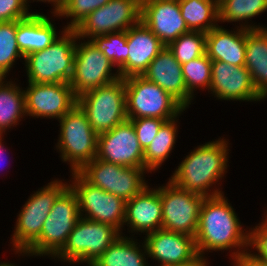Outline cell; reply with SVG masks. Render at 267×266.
Here are the masks:
<instances>
[{
  "instance_id": "obj_41",
  "label": "cell",
  "mask_w": 267,
  "mask_h": 266,
  "mask_svg": "<svg viewBox=\"0 0 267 266\" xmlns=\"http://www.w3.org/2000/svg\"><path fill=\"white\" fill-rule=\"evenodd\" d=\"M242 266H267V263H244Z\"/></svg>"
},
{
  "instance_id": "obj_14",
  "label": "cell",
  "mask_w": 267,
  "mask_h": 266,
  "mask_svg": "<svg viewBox=\"0 0 267 266\" xmlns=\"http://www.w3.org/2000/svg\"><path fill=\"white\" fill-rule=\"evenodd\" d=\"M112 64L95 44L88 40L75 46L73 75L70 86L78 97L86 91L107 85L118 80L119 72L111 73Z\"/></svg>"
},
{
  "instance_id": "obj_34",
  "label": "cell",
  "mask_w": 267,
  "mask_h": 266,
  "mask_svg": "<svg viewBox=\"0 0 267 266\" xmlns=\"http://www.w3.org/2000/svg\"><path fill=\"white\" fill-rule=\"evenodd\" d=\"M212 60L205 53L188 63L182 64L183 78L187 92L193 97L195 88L210 89Z\"/></svg>"
},
{
  "instance_id": "obj_24",
  "label": "cell",
  "mask_w": 267,
  "mask_h": 266,
  "mask_svg": "<svg viewBox=\"0 0 267 266\" xmlns=\"http://www.w3.org/2000/svg\"><path fill=\"white\" fill-rule=\"evenodd\" d=\"M56 33L50 19L40 13L17 20V45L24 57L50 46L58 38Z\"/></svg>"
},
{
  "instance_id": "obj_31",
  "label": "cell",
  "mask_w": 267,
  "mask_h": 266,
  "mask_svg": "<svg viewBox=\"0 0 267 266\" xmlns=\"http://www.w3.org/2000/svg\"><path fill=\"white\" fill-rule=\"evenodd\" d=\"M219 21L238 22L267 10V0H219Z\"/></svg>"
},
{
  "instance_id": "obj_37",
  "label": "cell",
  "mask_w": 267,
  "mask_h": 266,
  "mask_svg": "<svg viewBox=\"0 0 267 266\" xmlns=\"http://www.w3.org/2000/svg\"><path fill=\"white\" fill-rule=\"evenodd\" d=\"M132 122L138 141L145 150L156 137L159 128L165 122L158 118L128 119Z\"/></svg>"
},
{
  "instance_id": "obj_35",
  "label": "cell",
  "mask_w": 267,
  "mask_h": 266,
  "mask_svg": "<svg viewBox=\"0 0 267 266\" xmlns=\"http://www.w3.org/2000/svg\"><path fill=\"white\" fill-rule=\"evenodd\" d=\"M110 0H64L62 8L58 11V16L71 17V22L65 29H74L90 13L102 7Z\"/></svg>"
},
{
  "instance_id": "obj_17",
  "label": "cell",
  "mask_w": 267,
  "mask_h": 266,
  "mask_svg": "<svg viewBox=\"0 0 267 266\" xmlns=\"http://www.w3.org/2000/svg\"><path fill=\"white\" fill-rule=\"evenodd\" d=\"M146 235L144 253L158 260L160 266L184 264L199 256L193 236L164 229Z\"/></svg>"
},
{
  "instance_id": "obj_30",
  "label": "cell",
  "mask_w": 267,
  "mask_h": 266,
  "mask_svg": "<svg viewBox=\"0 0 267 266\" xmlns=\"http://www.w3.org/2000/svg\"><path fill=\"white\" fill-rule=\"evenodd\" d=\"M167 47L181 65L188 63L206 53V33L189 31L179 36Z\"/></svg>"
},
{
  "instance_id": "obj_20",
  "label": "cell",
  "mask_w": 267,
  "mask_h": 266,
  "mask_svg": "<svg viewBox=\"0 0 267 266\" xmlns=\"http://www.w3.org/2000/svg\"><path fill=\"white\" fill-rule=\"evenodd\" d=\"M128 58L117 70L121 78L142 75L165 47L162 41L141 21L127 30Z\"/></svg>"
},
{
  "instance_id": "obj_16",
  "label": "cell",
  "mask_w": 267,
  "mask_h": 266,
  "mask_svg": "<svg viewBox=\"0 0 267 266\" xmlns=\"http://www.w3.org/2000/svg\"><path fill=\"white\" fill-rule=\"evenodd\" d=\"M24 95L26 114L38 118L59 120L77 104L70 83H29Z\"/></svg>"
},
{
  "instance_id": "obj_33",
  "label": "cell",
  "mask_w": 267,
  "mask_h": 266,
  "mask_svg": "<svg viewBox=\"0 0 267 266\" xmlns=\"http://www.w3.org/2000/svg\"><path fill=\"white\" fill-rule=\"evenodd\" d=\"M90 40L114 66H118V70L125 64L129 54L127 31L95 36Z\"/></svg>"
},
{
  "instance_id": "obj_28",
  "label": "cell",
  "mask_w": 267,
  "mask_h": 266,
  "mask_svg": "<svg viewBox=\"0 0 267 266\" xmlns=\"http://www.w3.org/2000/svg\"><path fill=\"white\" fill-rule=\"evenodd\" d=\"M0 78V135L13 125H17L20 117L26 115L24 90L16 84Z\"/></svg>"
},
{
  "instance_id": "obj_23",
  "label": "cell",
  "mask_w": 267,
  "mask_h": 266,
  "mask_svg": "<svg viewBox=\"0 0 267 266\" xmlns=\"http://www.w3.org/2000/svg\"><path fill=\"white\" fill-rule=\"evenodd\" d=\"M237 31H227L218 25L206 33V54L211 60L244 66L246 29H263L255 25H241ZM234 32V33H233Z\"/></svg>"
},
{
  "instance_id": "obj_21",
  "label": "cell",
  "mask_w": 267,
  "mask_h": 266,
  "mask_svg": "<svg viewBox=\"0 0 267 266\" xmlns=\"http://www.w3.org/2000/svg\"><path fill=\"white\" fill-rule=\"evenodd\" d=\"M141 76L161 87L185 109L191 104L193 97L187 92L182 65L167 46L158 53Z\"/></svg>"
},
{
  "instance_id": "obj_29",
  "label": "cell",
  "mask_w": 267,
  "mask_h": 266,
  "mask_svg": "<svg viewBox=\"0 0 267 266\" xmlns=\"http://www.w3.org/2000/svg\"><path fill=\"white\" fill-rule=\"evenodd\" d=\"M175 121L176 118L165 121L159 128L156 137L144 150V166L149 171L156 170V168L158 169L159 166L168 159L177 137Z\"/></svg>"
},
{
  "instance_id": "obj_13",
  "label": "cell",
  "mask_w": 267,
  "mask_h": 266,
  "mask_svg": "<svg viewBox=\"0 0 267 266\" xmlns=\"http://www.w3.org/2000/svg\"><path fill=\"white\" fill-rule=\"evenodd\" d=\"M72 175L74 181L68 185L77 197L80 216L86 212L83 218L112 225L121 232L126 201L89 184L77 172Z\"/></svg>"
},
{
  "instance_id": "obj_5",
  "label": "cell",
  "mask_w": 267,
  "mask_h": 266,
  "mask_svg": "<svg viewBox=\"0 0 267 266\" xmlns=\"http://www.w3.org/2000/svg\"><path fill=\"white\" fill-rule=\"evenodd\" d=\"M80 217L77 197L68 187L53 204L40 236L23 253L31 256L50 254L55 258Z\"/></svg>"
},
{
  "instance_id": "obj_1",
  "label": "cell",
  "mask_w": 267,
  "mask_h": 266,
  "mask_svg": "<svg viewBox=\"0 0 267 266\" xmlns=\"http://www.w3.org/2000/svg\"><path fill=\"white\" fill-rule=\"evenodd\" d=\"M233 207L225 199L224 194L205 197L201 206L195 242L198 254L204 251L228 250L239 248L233 252V266H242L248 252L241 247L249 246L250 233H245ZM241 250V251H239ZM236 264V265H235Z\"/></svg>"
},
{
  "instance_id": "obj_26",
  "label": "cell",
  "mask_w": 267,
  "mask_h": 266,
  "mask_svg": "<svg viewBox=\"0 0 267 266\" xmlns=\"http://www.w3.org/2000/svg\"><path fill=\"white\" fill-rule=\"evenodd\" d=\"M182 18L190 31L209 32L219 21L218 0H178ZM213 22V23H212Z\"/></svg>"
},
{
  "instance_id": "obj_9",
  "label": "cell",
  "mask_w": 267,
  "mask_h": 266,
  "mask_svg": "<svg viewBox=\"0 0 267 266\" xmlns=\"http://www.w3.org/2000/svg\"><path fill=\"white\" fill-rule=\"evenodd\" d=\"M145 170L149 172L148 169L124 167L95 158L77 173L89 184L128 201L148 186L142 177Z\"/></svg>"
},
{
  "instance_id": "obj_6",
  "label": "cell",
  "mask_w": 267,
  "mask_h": 266,
  "mask_svg": "<svg viewBox=\"0 0 267 266\" xmlns=\"http://www.w3.org/2000/svg\"><path fill=\"white\" fill-rule=\"evenodd\" d=\"M77 104L98 135L112 130L127 120L124 78L84 92Z\"/></svg>"
},
{
  "instance_id": "obj_39",
  "label": "cell",
  "mask_w": 267,
  "mask_h": 266,
  "mask_svg": "<svg viewBox=\"0 0 267 266\" xmlns=\"http://www.w3.org/2000/svg\"><path fill=\"white\" fill-rule=\"evenodd\" d=\"M207 261L204 259L202 256H198L196 259L193 261L184 263V264H179V265H172V266H207Z\"/></svg>"
},
{
  "instance_id": "obj_40",
  "label": "cell",
  "mask_w": 267,
  "mask_h": 266,
  "mask_svg": "<svg viewBox=\"0 0 267 266\" xmlns=\"http://www.w3.org/2000/svg\"><path fill=\"white\" fill-rule=\"evenodd\" d=\"M26 1V3H28L27 1L28 0H25ZM34 1V0H33ZM37 1H42V2H50V3H52L53 2V7H55L54 8V11H53V13L54 14H57L58 13V11L62 8V6H63V2H64V0H37Z\"/></svg>"
},
{
  "instance_id": "obj_25",
  "label": "cell",
  "mask_w": 267,
  "mask_h": 266,
  "mask_svg": "<svg viewBox=\"0 0 267 266\" xmlns=\"http://www.w3.org/2000/svg\"><path fill=\"white\" fill-rule=\"evenodd\" d=\"M257 92L267 98V28L246 29L245 65Z\"/></svg>"
},
{
  "instance_id": "obj_19",
  "label": "cell",
  "mask_w": 267,
  "mask_h": 266,
  "mask_svg": "<svg viewBox=\"0 0 267 266\" xmlns=\"http://www.w3.org/2000/svg\"><path fill=\"white\" fill-rule=\"evenodd\" d=\"M210 90L222 100L260 101L264 99L255 89L245 66H235L212 60Z\"/></svg>"
},
{
  "instance_id": "obj_8",
  "label": "cell",
  "mask_w": 267,
  "mask_h": 266,
  "mask_svg": "<svg viewBox=\"0 0 267 266\" xmlns=\"http://www.w3.org/2000/svg\"><path fill=\"white\" fill-rule=\"evenodd\" d=\"M120 236L112 225L80 217L56 256L64 262H86L91 266Z\"/></svg>"
},
{
  "instance_id": "obj_15",
  "label": "cell",
  "mask_w": 267,
  "mask_h": 266,
  "mask_svg": "<svg viewBox=\"0 0 267 266\" xmlns=\"http://www.w3.org/2000/svg\"><path fill=\"white\" fill-rule=\"evenodd\" d=\"M97 159L124 167L144 168V150L130 120L98 135Z\"/></svg>"
},
{
  "instance_id": "obj_10",
  "label": "cell",
  "mask_w": 267,
  "mask_h": 266,
  "mask_svg": "<svg viewBox=\"0 0 267 266\" xmlns=\"http://www.w3.org/2000/svg\"><path fill=\"white\" fill-rule=\"evenodd\" d=\"M30 196L18 215L12 236L14 250L25 251L41 234L44 221L49 216L57 198L69 187L67 183L54 180Z\"/></svg>"
},
{
  "instance_id": "obj_22",
  "label": "cell",
  "mask_w": 267,
  "mask_h": 266,
  "mask_svg": "<svg viewBox=\"0 0 267 266\" xmlns=\"http://www.w3.org/2000/svg\"><path fill=\"white\" fill-rule=\"evenodd\" d=\"M147 186L141 193L125 203L124 223L131 232L150 233L162 229V203L159 189Z\"/></svg>"
},
{
  "instance_id": "obj_36",
  "label": "cell",
  "mask_w": 267,
  "mask_h": 266,
  "mask_svg": "<svg viewBox=\"0 0 267 266\" xmlns=\"http://www.w3.org/2000/svg\"><path fill=\"white\" fill-rule=\"evenodd\" d=\"M267 215L265 221L250 233L249 247H255L258 254L248 253L245 263H267Z\"/></svg>"
},
{
  "instance_id": "obj_32",
  "label": "cell",
  "mask_w": 267,
  "mask_h": 266,
  "mask_svg": "<svg viewBox=\"0 0 267 266\" xmlns=\"http://www.w3.org/2000/svg\"><path fill=\"white\" fill-rule=\"evenodd\" d=\"M17 21L0 22V78L6 77L16 58L23 57L17 45Z\"/></svg>"
},
{
  "instance_id": "obj_2",
  "label": "cell",
  "mask_w": 267,
  "mask_h": 266,
  "mask_svg": "<svg viewBox=\"0 0 267 266\" xmlns=\"http://www.w3.org/2000/svg\"><path fill=\"white\" fill-rule=\"evenodd\" d=\"M227 144L224 139H219L197 147L181 162L169 180L182 189L204 197L223 194L219 189L211 194L208 191L226 172Z\"/></svg>"
},
{
  "instance_id": "obj_3",
  "label": "cell",
  "mask_w": 267,
  "mask_h": 266,
  "mask_svg": "<svg viewBox=\"0 0 267 266\" xmlns=\"http://www.w3.org/2000/svg\"><path fill=\"white\" fill-rule=\"evenodd\" d=\"M74 29H64L44 50L25 56L28 83H69L73 75L76 41Z\"/></svg>"
},
{
  "instance_id": "obj_27",
  "label": "cell",
  "mask_w": 267,
  "mask_h": 266,
  "mask_svg": "<svg viewBox=\"0 0 267 266\" xmlns=\"http://www.w3.org/2000/svg\"><path fill=\"white\" fill-rule=\"evenodd\" d=\"M120 236L91 266H148L137 242Z\"/></svg>"
},
{
  "instance_id": "obj_38",
  "label": "cell",
  "mask_w": 267,
  "mask_h": 266,
  "mask_svg": "<svg viewBox=\"0 0 267 266\" xmlns=\"http://www.w3.org/2000/svg\"><path fill=\"white\" fill-rule=\"evenodd\" d=\"M31 14L25 0H0V22L22 20Z\"/></svg>"
},
{
  "instance_id": "obj_42",
  "label": "cell",
  "mask_w": 267,
  "mask_h": 266,
  "mask_svg": "<svg viewBox=\"0 0 267 266\" xmlns=\"http://www.w3.org/2000/svg\"><path fill=\"white\" fill-rule=\"evenodd\" d=\"M2 135H0V158H1V155L4 153L2 150L4 149V145H2ZM1 164V163H0Z\"/></svg>"
},
{
  "instance_id": "obj_43",
  "label": "cell",
  "mask_w": 267,
  "mask_h": 266,
  "mask_svg": "<svg viewBox=\"0 0 267 266\" xmlns=\"http://www.w3.org/2000/svg\"><path fill=\"white\" fill-rule=\"evenodd\" d=\"M0 266H14V265H12L11 263L9 264V263H0Z\"/></svg>"
},
{
  "instance_id": "obj_7",
  "label": "cell",
  "mask_w": 267,
  "mask_h": 266,
  "mask_svg": "<svg viewBox=\"0 0 267 266\" xmlns=\"http://www.w3.org/2000/svg\"><path fill=\"white\" fill-rule=\"evenodd\" d=\"M60 137L57 148L64 162L77 172L97 156L98 134L91 127L86 114L76 104L60 120Z\"/></svg>"
},
{
  "instance_id": "obj_12",
  "label": "cell",
  "mask_w": 267,
  "mask_h": 266,
  "mask_svg": "<svg viewBox=\"0 0 267 266\" xmlns=\"http://www.w3.org/2000/svg\"><path fill=\"white\" fill-rule=\"evenodd\" d=\"M141 21V0H110L90 13L74 30L78 38L127 31ZM90 36V37H89Z\"/></svg>"
},
{
  "instance_id": "obj_11",
  "label": "cell",
  "mask_w": 267,
  "mask_h": 266,
  "mask_svg": "<svg viewBox=\"0 0 267 266\" xmlns=\"http://www.w3.org/2000/svg\"><path fill=\"white\" fill-rule=\"evenodd\" d=\"M162 203V229L195 237L204 196L189 192L171 180L158 188Z\"/></svg>"
},
{
  "instance_id": "obj_4",
  "label": "cell",
  "mask_w": 267,
  "mask_h": 266,
  "mask_svg": "<svg viewBox=\"0 0 267 266\" xmlns=\"http://www.w3.org/2000/svg\"><path fill=\"white\" fill-rule=\"evenodd\" d=\"M127 119L176 118L185 108L157 84L141 75L124 78Z\"/></svg>"
},
{
  "instance_id": "obj_18",
  "label": "cell",
  "mask_w": 267,
  "mask_h": 266,
  "mask_svg": "<svg viewBox=\"0 0 267 266\" xmlns=\"http://www.w3.org/2000/svg\"><path fill=\"white\" fill-rule=\"evenodd\" d=\"M141 22L165 46L190 31L182 18L178 0H141Z\"/></svg>"
}]
</instances>
